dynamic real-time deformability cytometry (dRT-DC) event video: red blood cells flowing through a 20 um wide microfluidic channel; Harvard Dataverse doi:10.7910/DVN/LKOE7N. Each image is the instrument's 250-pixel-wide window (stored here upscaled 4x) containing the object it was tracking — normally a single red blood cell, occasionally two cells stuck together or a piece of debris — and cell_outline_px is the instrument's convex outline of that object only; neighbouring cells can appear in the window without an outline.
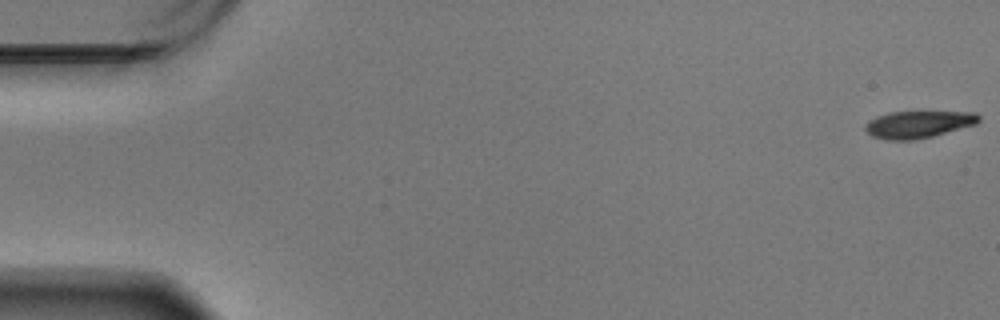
{"species": "Egyptian fruit bat (a non-hibernating species)", "species_latin": "Rousettus aegyptiacus", "temperature_condition": "warm", "stored_images_in_passage": 59, "camera_frame_rate_fps": 3000, "um_per_image_px": 0.085, "animal": {"sex": "male"}, "frame": {"image": 1, "passage_image": 1, "time_ms": 0.0, "image_size_px": [1000, 320], "cell_outline_px": [[980, 120], [976, 124], [932, 136], [916, 140], [884, 140], [872, 136], [864, 128], [864, 124], [876, 116], [888, 112], [976, 112], [980, 116]], "centroid_in_image_um": [78.03, 10.57], "position_along_channel_um": 7.0, "area_um2": 17.98}}
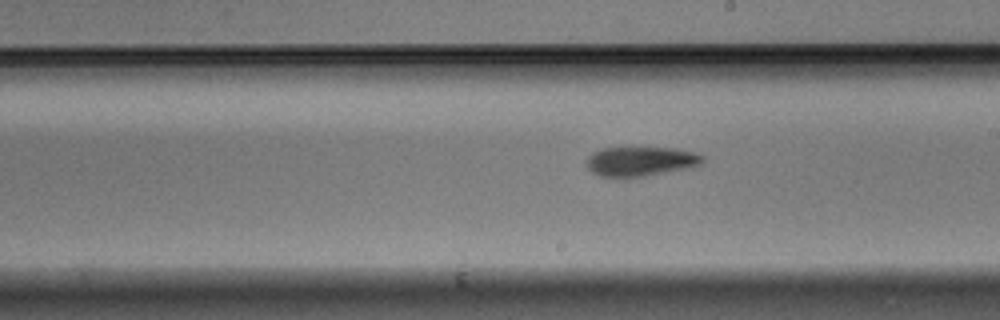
{"frame": {"image": 2, "passage_image": 34, "time_ms": 11.0, "image_size_px": [1000, 320], "cell_outline_px": [[704, 160], [700, 164], [688, 168], [648, 176], [624, 180], [620, 180], [600, 176], [592, 172], [588, 168], [588, 156], [604, 148], [676, 148], [696, 152], [704, 156]], "centroid_in_image_um": [54.47, 13.76], "position_along_channel_um": 234.5, "area_um2": 20.4}}
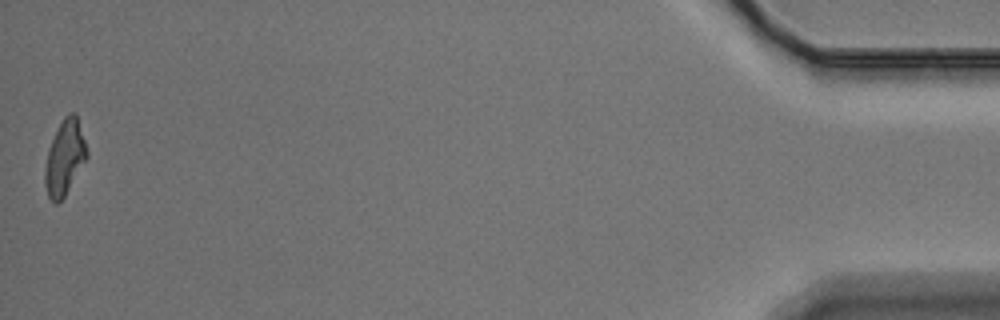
{"frame": {"image": 3, "passage_image": 59, "time_ms": 19.333, "image_size_px": [1000, 320], "cell_outline_px": [[88, 156], [64, 196], [56, 204], [48, 196], [44, 184], [44, 168], [48, 148], [64, 116], [68, 112], [76, 112], [88, 152]], "centroid_in_image_um": [5.49, 13.37], "position_along_channel_um": 429.7, "area_um2": 18.09}, "authors_computed_cell_mechanics": {"area_um2": 19.5364, "velocity_mm_per_s": 3.4572, "shape_relaxation_time_tau1_ms": 3.1871, "shape_relaxation_time_tau2_ms": 5.8011, "deformation_change_tau1": 0.1376, "deformation_change_tau2": 0.1576}}